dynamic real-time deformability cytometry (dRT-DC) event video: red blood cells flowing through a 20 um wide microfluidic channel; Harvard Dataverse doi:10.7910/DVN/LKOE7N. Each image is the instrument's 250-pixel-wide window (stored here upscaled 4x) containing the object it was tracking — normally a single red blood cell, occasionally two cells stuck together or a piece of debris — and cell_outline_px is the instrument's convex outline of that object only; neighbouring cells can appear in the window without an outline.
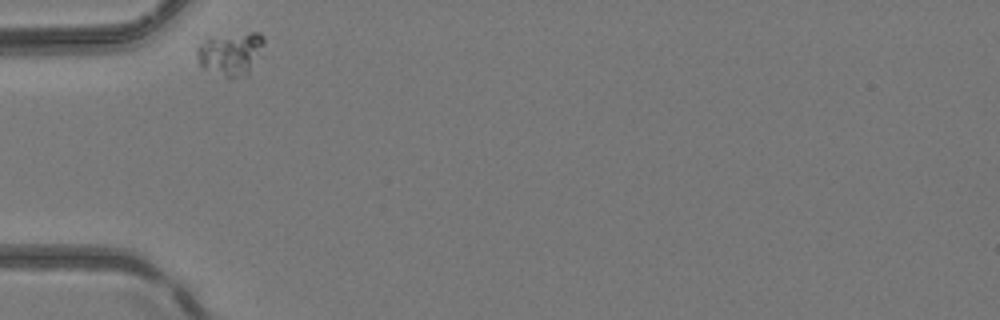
{"species": "common noctule bat (a hibernating species)", "species_latin": "Nyctalus noctula", "temperature_condition": "room temperature", "stored_images_in_passage": 30, "camera_frame_rate_fps": 3000, "um_per_image_px": 0.085, "animal": {"sex": "female", "body_mass_g": 24.6, "forearm_length_mm": 56.2}, "frame": {"image": 1, "passage_image": 1, "time_ms": 0.0, "image_size_px": [1000, 320], "cell_outline_px": [[264, 44], [248, 76], [224, 76], [200, 68], [196, 56], [196, 48], [200, 44], [208, 40], [252, 32], [260, 32], [264, 36]], "centroid_in_image_um": [19.61, 4.6], "position_along_channel_um": 65.4, "area_um2": 16.36}}
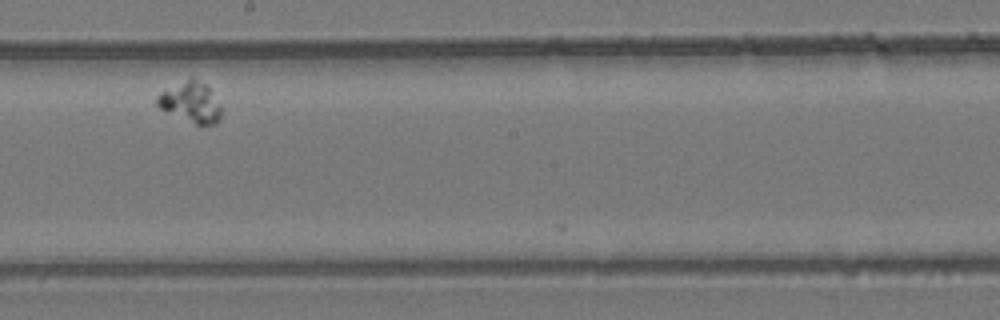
{"frame": {"image": 2, "passage_image": 16, "time_ms": 5.0, "image_size_px": [1000, 320], "cell_outline_px": [[220, 120], [216, 124], [196, 124], [160, 108], [156, 104], [156, 96], [160, 92], [192, 76], [204, 84], [208, 88], [220, 104]], "centroid_in_image_um": [16.2, 8.68], "position_along_channel_um": 232.0, "area_um2": 14.8}}
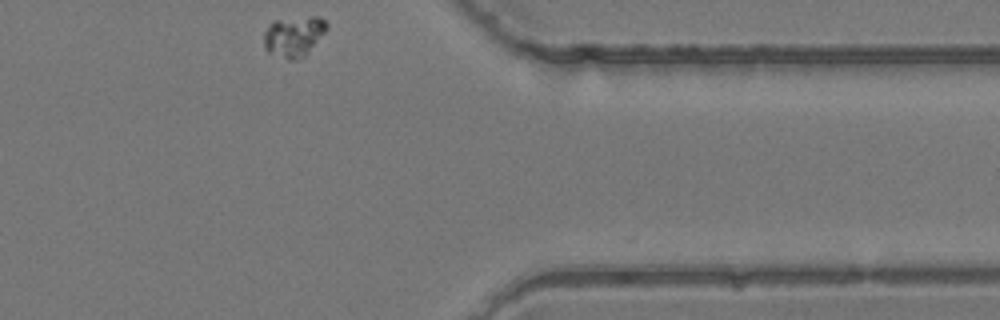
{"frame": {"image": 3, "passage_image": 30, "time_ms": 9.667, "image_size_px": [1000, 320], "cell_outline_px": [[328, 28], [308, 52], [304, 56], [296, 60], [288, 60], [268, 52], [264, 48], [264, 32], [272, 20], [312, 16], [320, 16], [328, 24]], "centroid_in_image_um": [24.96, 3.08], "position_along_channel_um": 386.4, "area_um2": 14.91}}